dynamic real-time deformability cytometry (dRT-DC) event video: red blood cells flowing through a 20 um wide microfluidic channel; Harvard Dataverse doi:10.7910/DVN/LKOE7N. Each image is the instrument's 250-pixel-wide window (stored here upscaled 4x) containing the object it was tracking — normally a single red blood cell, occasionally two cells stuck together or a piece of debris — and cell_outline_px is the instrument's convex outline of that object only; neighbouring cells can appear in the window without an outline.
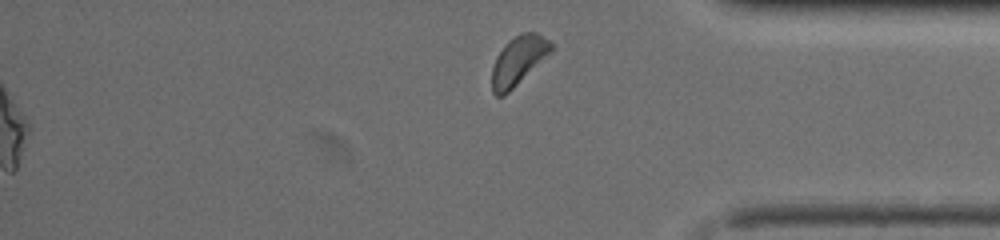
{"species": "common noctule bat (a hibernating species)", "species_latin": "Nyctalus noctula", "temperature_condition": "warm", "stored_images_in_passage": 56, "segment_of_instrument_passage": [2, 2], "camera_frame_rate_fps": 3000, "um_per_image_px": 0.085, "animal": {"sex": "female", "body_mass_g": 19.5, "forearm_length_mm": 54.1}, "frame": {"image": 1, "passage_image": 56, "time_ms": 11.667, "image_size_px": [1000, 240], "cell_outline_px": [[556, 48], [552, 52], [504, 96], [496, 96], [492, 92], [492, 68], [496, 56], [504, 44], [508, 40], [520, 32], [536, 32], [552, 40], [556, 44]], "centroid_in_image_um": [44.11, 5.1], "position_along_channel_um": 391.1, "area_um2": 17.28}}